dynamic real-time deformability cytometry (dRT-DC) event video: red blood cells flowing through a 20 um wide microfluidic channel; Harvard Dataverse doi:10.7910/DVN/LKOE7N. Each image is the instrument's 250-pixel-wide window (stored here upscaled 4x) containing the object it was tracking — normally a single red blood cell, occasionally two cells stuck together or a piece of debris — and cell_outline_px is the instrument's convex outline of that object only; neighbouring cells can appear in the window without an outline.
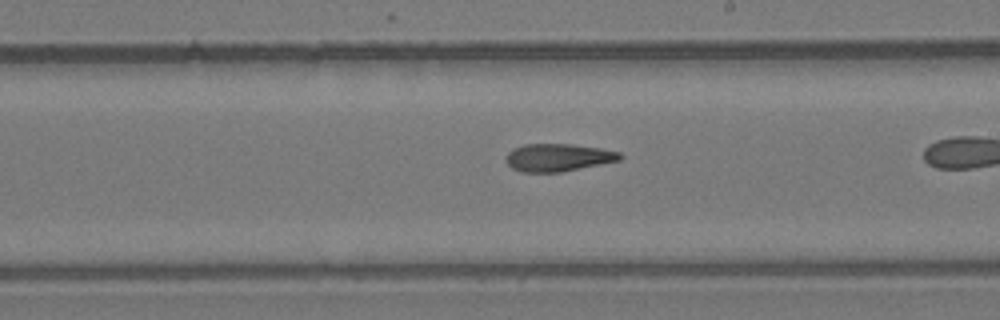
{"species": "common noctule bat (a hibernating species)", "species_latin": "Nyctalus noctula", "temperature_condition": "room temperature", "stored_images_in_passage": 25, "camera_frame_rate_fps": 3000, "um_per_image_px": 0.085, "animal": {"sex": "female", "body_mass_g": 24.6, "forearm_length_mm": 56.2}, "frame": {"image": 1, "passage_image": 15, "time_ms": 4.667, "image_size_px": [1000, 320], "cell_outline_px": [[624, 156], [620, 160], [560, 172], [520, 172], [512, 168], [504, 160], [508, 152], [524, 144], [572, 144], [600, 148], [620, 152]], "centroid_in_image_um": [47.43, 13.39], "position_along_channel_um": 241.6, "area_um2": 18.32}}
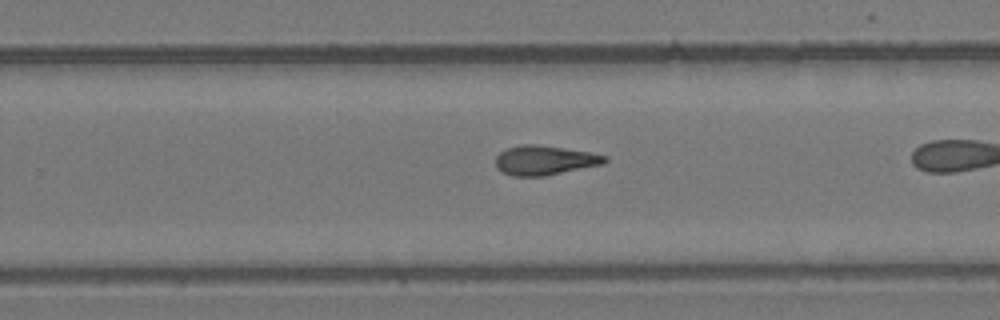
{"frame": {"image": 2, "passage_image": 18, "time_ms": 5.667, "image_size_px": [1000, 320], "cell_outline_px": [[608, 160], [604, 164], [544, 176], [512, 176], [496, 168], [496, 156], [500, 152], [508, 148], [520, 144], [536, 144], [592, 152], [608, 156]], "centroid_in_image_um": [46.32, 13.62], "position_along_channel_um": 283.5, "area_um2": 18.84}}